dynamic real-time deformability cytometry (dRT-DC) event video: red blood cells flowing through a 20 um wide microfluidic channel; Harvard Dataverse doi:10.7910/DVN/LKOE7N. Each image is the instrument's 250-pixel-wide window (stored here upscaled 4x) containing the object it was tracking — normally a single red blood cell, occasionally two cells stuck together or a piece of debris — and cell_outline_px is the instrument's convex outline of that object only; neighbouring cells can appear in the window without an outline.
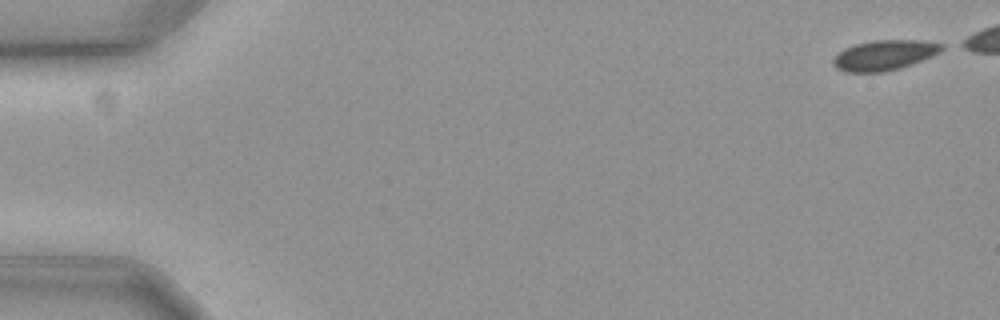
{"species": "common noctule bat (a hibernating species)", "species_latin": "Nyctalus noctula", "temperature_condition": "cold", "stored_images_in_passage": 13, "camera_frame_rate_fps": 3000, "um_per_image_px": 0.085, "animal": {"sex": "female", "body_mass_g": 19.3, "forearm_length_mm": 54.1}, "frame": {"image": 1, "passage_image": 1, "time_ms": 0.0, "image_size_px": [1000, 320], "cell_outline_px": [[948, 48], [932, 56], [912, 64], [900, 68], [884, 72], [848, 72], [836, 68], [832, 64], [832, 60], [844, 48], [856, 44], [872, 40], [924, 40], [944, 44]], "centroid_in_image_um": [75.22, 4.68], "position_along_channel_um": 9.8, "area_um2": 19.25}}